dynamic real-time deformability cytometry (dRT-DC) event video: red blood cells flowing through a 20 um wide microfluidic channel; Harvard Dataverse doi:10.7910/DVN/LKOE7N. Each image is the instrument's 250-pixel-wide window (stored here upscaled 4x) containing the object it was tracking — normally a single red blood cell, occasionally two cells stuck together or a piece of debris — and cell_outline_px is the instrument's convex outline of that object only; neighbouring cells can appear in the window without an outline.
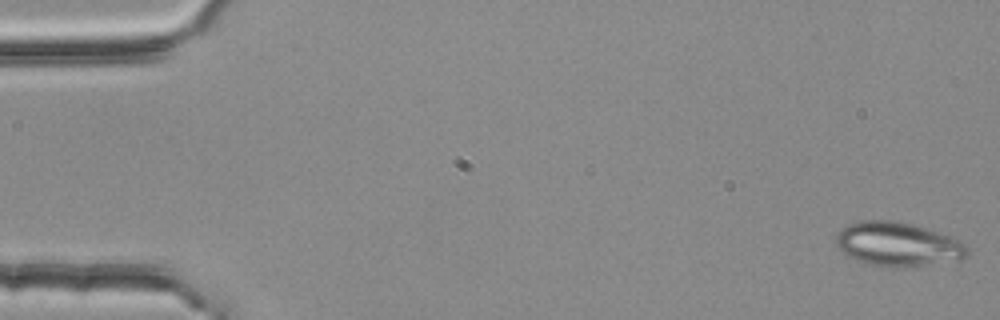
{"species": "common noctule bat (a hibernating species)", "species_latin": "Nyctalus noctula", "temperature_condition": "room temperature", "stored_images_in_passage": 53, "camera_frame_rate_fps": 3000, "um_per_image_px": 0.085, "animal": {"sex": "female", "body_mass_g": 25.1}, "frame": {"image": 1, "passage_image": 1, "time_ms": 0.0, "image_size_px": [1000, 320], "cell_outline_px": [[968, 256], [960, 260], [896, 268], [872, 264], [856, 260], [848, 256], [836, 244], [836, 236], [840, 228], [848, 224], [860, 220], [896, 220], [928, 228], [952, 236], [964, 244], [968, 248]], "centroid_in_image_um": [76.33, 20.74], "position_along_channel_um": 8.7, "area_um2": 33.81}}
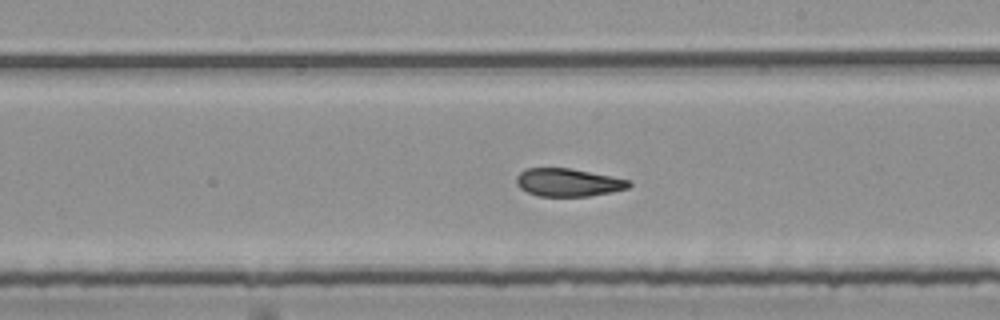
{"frame": {"image": 2, "passage_image": 31, "time_ms": 10.0, "image_size_px": [1000, 320], "cell_outline_px": [[632, 184], [628, 188], [612, 192], [588, 196], [536, 196], [520, 188], [516, 184], [516, 176], [520, 172], [528, 168], [572, 168], [628, 180]], "centroid_in_image_um": [48.26, 15.51], "position_along_channel_um": 240.7, "area_um2": 18.26}}
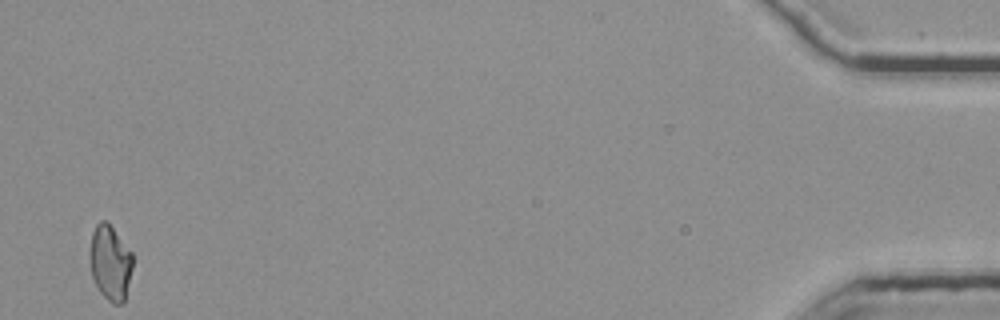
{"frame": {"image": 3, "passage_image": 53, "time_ms": 17.333, "image_size_px": [1000, 320], "cell_outline_px": [[132, 268], [124, 304], [112, 304], [100, 292], [92, 276], [88, 256], [88, 248], [92, 232], [96, 224], [100, 220], [108, 220], [132, 252]], "centroid_in_image_um": [9.35, 22.29], "position_along_channel_um": 425.9, "area_um2": 19.25}, "authors_computed_cell_mechanics": {"area_um2": 19.652, "velocity_mm_per_s": 3.7759, "shape_relaxation_time_tau1_ms": null, "shape_relaxation_time_tau2_ms": 2.1883, "deformation_change_tau1": null, "deformation_change_tau2": 0.0907}}